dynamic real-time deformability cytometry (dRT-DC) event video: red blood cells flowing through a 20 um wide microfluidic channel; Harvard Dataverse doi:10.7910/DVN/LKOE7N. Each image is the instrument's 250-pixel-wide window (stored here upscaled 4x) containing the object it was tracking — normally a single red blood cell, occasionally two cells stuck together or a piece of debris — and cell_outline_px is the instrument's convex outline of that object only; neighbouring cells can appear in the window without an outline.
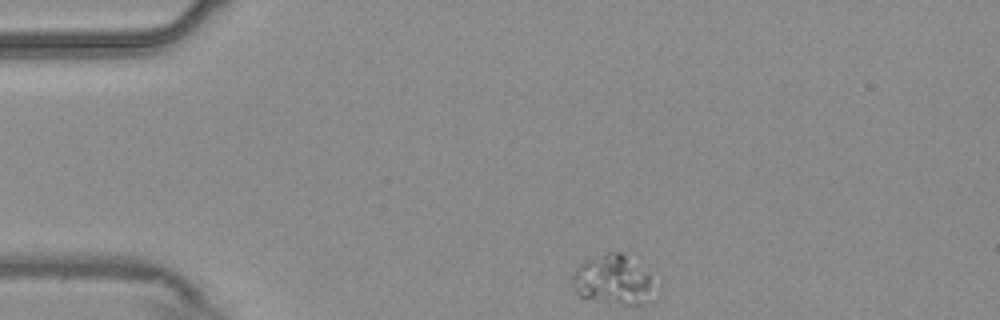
{"species": "common noctule bat (a hibernating species)", "species_latin": "Nyctalus noctula", "temperature_condition": "warm", "stored_images_in_passage": 47, "camera_frame_rate_fps": 3000, "um_per_image_px": 0.085, "animal": {"sex": "male", "body_mass_g": 20.4}, "frame": {"image": 1, "passage_image": 1, "time_ms": 0.0, "image_size_px": [1000, 320], "cell_outline_px": [[656, 300], [640, 304], [624, 304], [580, 296], [576, 292], [572, 280], [572, 272], [584, 260], [608, 252], [620, 252], [648, 272]], "centroid_in_image_um": [52.12, 23.79], "position_along_channel_um": 32.9, "area_um2": 23.35}}
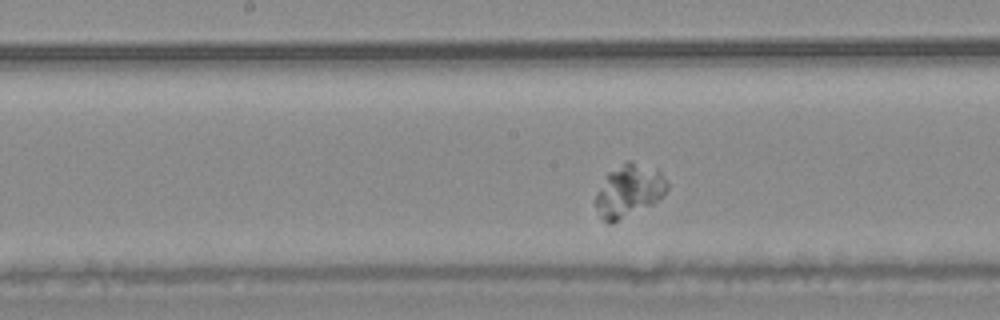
{"frame": {"image": 2, "passage_image": 19, "time_ms": 6.0, "image_size_px": [1000, 320], "cell_outline_px": [[668, 188], [664, 196], [652, 204], [612, 224], [608, 224], [600, 216], [596, 204], [596, 192], [608, 172], [628, 160], [632, 160], [660, 172], [668, 184]], "centroid_in_image_um": [53.46, 16.22], "position_along_channel_um": 194.7, "area_um2": 21.73}}
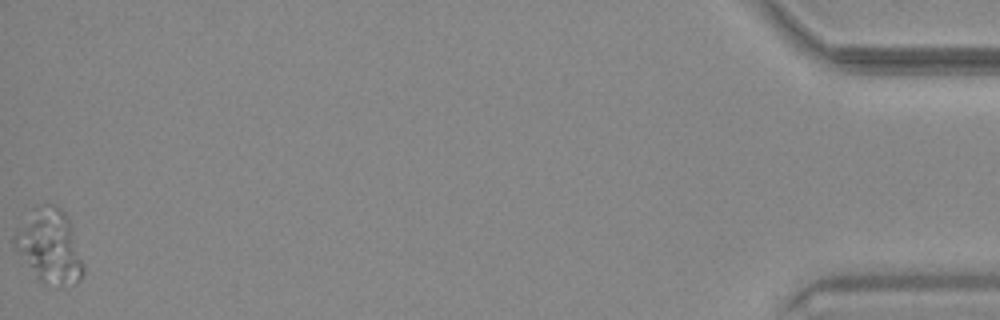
{"frame": {"image": 3, "passage_image": 47, "time_ms": 15.333, "image_size_px": [1000, 320], "cell_outline_px": [[84, 272], [80, 280], [64, 288], [60, 288], [40, 284], [12, 244], [12, 236], [32, 208], [36, 204], [48, 200], [56, 204], [68, 216], [84, 264]], "centroid_in_image_um": [4.2, 20.92], "position_along_channel_um": 431.0, "area_um2": 30.69}}